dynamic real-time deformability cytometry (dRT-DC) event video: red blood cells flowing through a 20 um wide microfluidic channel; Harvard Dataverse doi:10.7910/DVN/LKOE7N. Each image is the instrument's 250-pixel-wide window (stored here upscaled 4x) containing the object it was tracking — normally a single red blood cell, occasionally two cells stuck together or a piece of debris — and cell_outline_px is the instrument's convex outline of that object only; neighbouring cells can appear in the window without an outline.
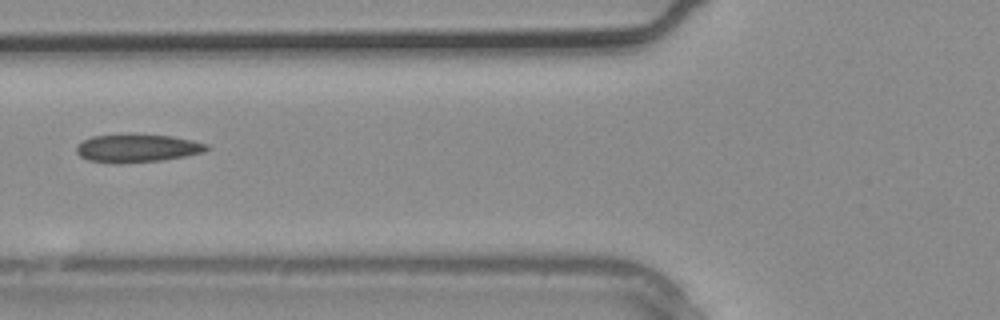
{"species": "common noctule bat (a hibernating species)", "species_latin": "Nyctalus noctula", "temperature_condition": "warm", "stored_images_in_passage": 4, "camera_frame_rate_fps": 3000, "um_per_image_px": 0.085, "animal": {"sex": "male", "body_mass_g": 20.4}, "frame": {"image": 1, "passage_image": 4, "time_ms": 1.0, "image_size_px": [1000, 320], "cell_outline_px": [[212, 148], [204, 152], [184, 156], [160, 160], [120, 164], [112, 164], [88, 160], [80, 156], [76, 152], [76, 148], [84, 140], [92, 136], [172, 136], [192, 140], [208, 144]], "centroid_in_image_um": [11.69, 12.63], "position_along_channel_um": 114.1, "area_um2": 20.81}}